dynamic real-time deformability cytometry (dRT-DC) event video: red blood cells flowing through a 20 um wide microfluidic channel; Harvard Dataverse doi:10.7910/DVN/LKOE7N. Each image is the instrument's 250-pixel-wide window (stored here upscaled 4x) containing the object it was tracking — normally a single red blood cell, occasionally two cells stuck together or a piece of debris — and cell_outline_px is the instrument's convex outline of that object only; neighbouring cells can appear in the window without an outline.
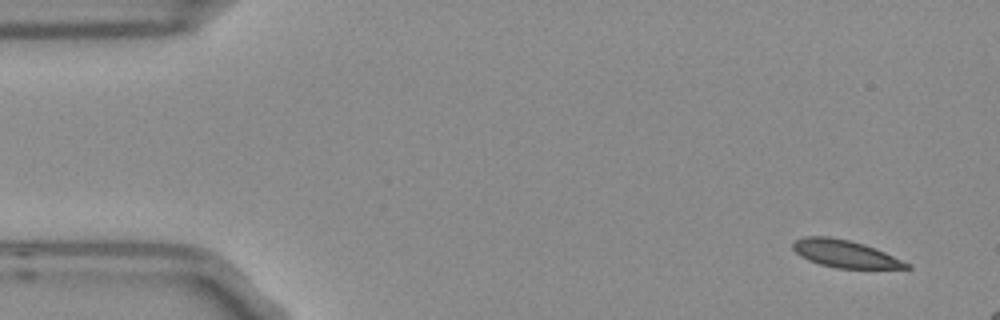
{"species": "Egyptian fruit bat (a non-hibernating species)", "species_latin": "Rousettus aegyptiacus", "temperature_condition": "room temperature", "stored_images_in_passage": 4, "camera_frame_rate_fps": 3000, "um_per_image_px": 0.085, "frame": {"image": 1, "passage_image": 1, "time_ms": 0.0, "image_size_px": [1000, 320], "cell_outline_px": [[912, 268], [836, 268], [820, 264], [808, 260], [800, 256], [792, 248], [792, 244], [796, 240], [804, 236], [828, 236], [848, 240], [864, 244], [884, 252], [912, 264]], "centroid_in_image_um": [71.82, 21.57], "position_along_channel_um": 13.2, "area_um2": 18.03}}